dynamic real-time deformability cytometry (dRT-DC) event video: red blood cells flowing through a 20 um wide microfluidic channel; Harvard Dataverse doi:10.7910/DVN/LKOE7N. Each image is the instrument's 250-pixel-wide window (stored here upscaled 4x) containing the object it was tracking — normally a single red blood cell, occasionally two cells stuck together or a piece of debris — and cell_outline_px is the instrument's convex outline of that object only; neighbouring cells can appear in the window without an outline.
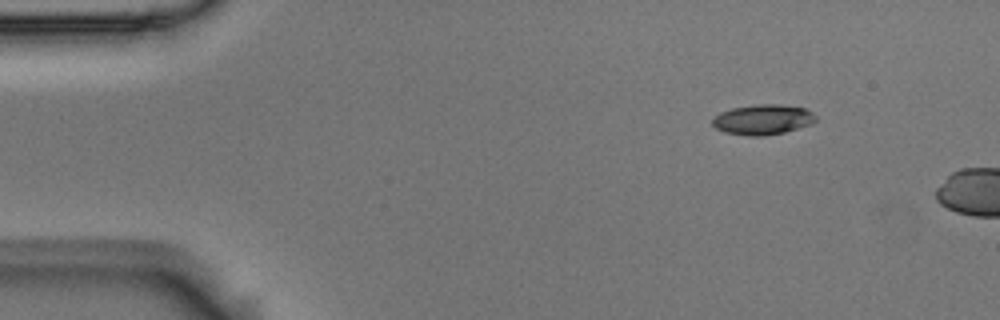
{"species": "Egyptian fruit bat (a non-hibernating species)", "species_latin": "Rousettus aegyptiacus", "temperature_condition": "room temperature", "stored_images_in_passage": 3, "camera_frame_rate_fps": 3000, "um_per_image_px": 0.085, "animal": {"sex": "male"}, "frame": {"image": 1, "passage_image": 2, "time_ms": 0.333, "image_size_px": [1000, 320], "cell_outline_px": [[816, 120], [812, 124], [784, 132], [764, 136], [748, 136], [724, 132], [716, 128], [712, 124], [712, 120], [720, 112], [732, 108], [756, 104], [780, 104], [804, 108], [812, 112], [816, 116]], "centroid_in_image_um": [64.84, 10.16], "position_along_channel_um": 20.2, "area_um2": 18.21}}